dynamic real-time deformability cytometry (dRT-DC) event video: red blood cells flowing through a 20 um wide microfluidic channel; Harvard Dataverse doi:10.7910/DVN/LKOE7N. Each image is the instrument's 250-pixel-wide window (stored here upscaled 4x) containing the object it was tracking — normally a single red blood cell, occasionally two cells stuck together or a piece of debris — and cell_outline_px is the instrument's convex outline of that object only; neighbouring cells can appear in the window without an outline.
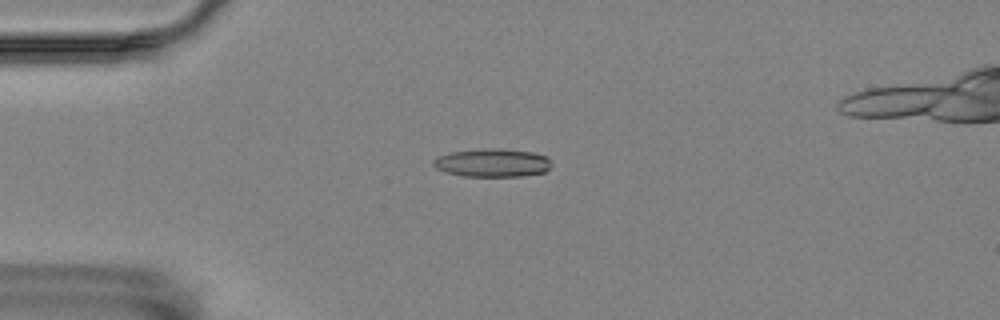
{"species": "Egyptian fruit bat (a non-hibernating species)", "species_latin": "Rousettus aegyptiacus", "temperature_condition": "room temperature", "stored_images_in_passage": 42, "camera_frame_rate_fps": 3000, "um_per_image_px": 0.085, "animal": {"sex": "female"}, "frame": {"image": 1, "passage_image": 10, "time_ms": 3.0, "image_size_px": [1000, 320], "cell_outline_px": [[552, 164], [544, 172], [520, 176], [464, 176], [444, 172], [436, 168], [432, 164], [432, 160], [436, 156], [452, 152], [484, 148], [496, 148], [532, 152], [548, 156], [552, 160]], "centroid_in_image_um": [41.84, 13.83], "position_along_channel_um": 43.2, "area_um2": 19.59}}
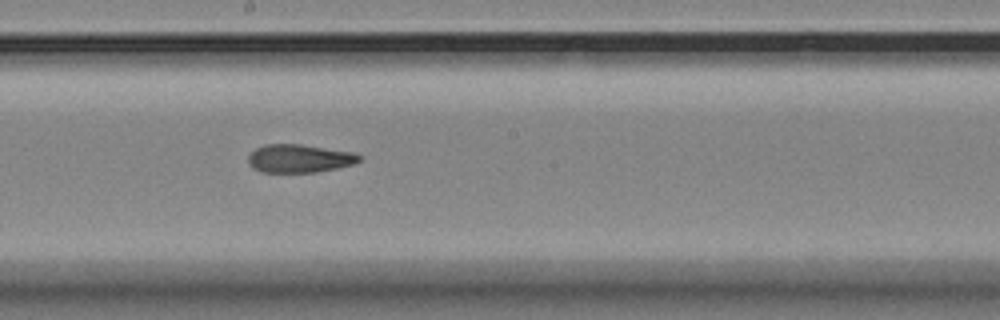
{"frame": {"image": 2, "passage_image": 27, "time_ms": 8.667, "image_size_px": [1000, 320], "cell_outline_px": [[364, 156], [360, 160], [352, 164], [336, 168], [316, 172], [264, 172], [252, 168], [248, 164], [248, 156], [256, 148], [264, 144], [300, 144], [356, 152]], "centroid_in_image_um": [25.46, 13.46], "position_along_channel_um": 222.7, "area_um2": 18.38}}
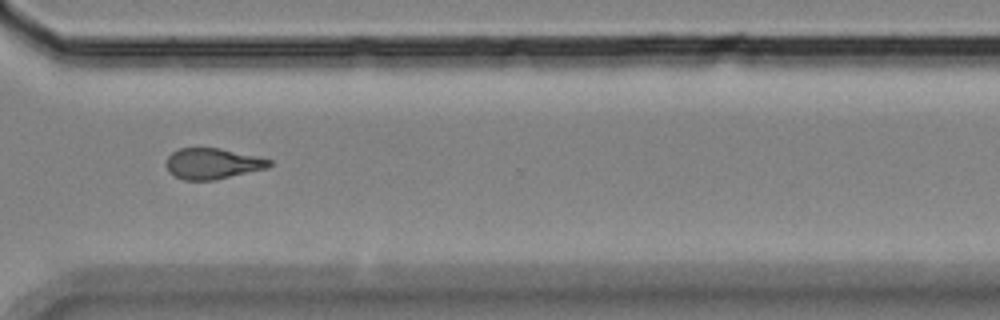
{"frame": {"image": 3, "passage_image": 38, "time_ms": 12.333, "image_size_px": [1000, 320], "cell_outline_px": [[272, 164], [268, 168], [212, 180], [184, 180], [168, 172], [168, 156], [172, 152], [180, 148], [220, 148], [256, 156], [272, 160]], "centroid_in_image_um": [18.08, 13.9], "position_along_channel_um": 352.5, "area_um2": 18.26}, "authors_computed_cell_mechanics": {"area_um2": 18.7272, "velocity_mm_per_s": 3.5437, "shape_relaxation_time_tau1_ms": null, "shape_relaxation_time_tau2_ms": 3.4922, "deformation_change_tau1": null, "deformation_change_tau2": 0.1197}}